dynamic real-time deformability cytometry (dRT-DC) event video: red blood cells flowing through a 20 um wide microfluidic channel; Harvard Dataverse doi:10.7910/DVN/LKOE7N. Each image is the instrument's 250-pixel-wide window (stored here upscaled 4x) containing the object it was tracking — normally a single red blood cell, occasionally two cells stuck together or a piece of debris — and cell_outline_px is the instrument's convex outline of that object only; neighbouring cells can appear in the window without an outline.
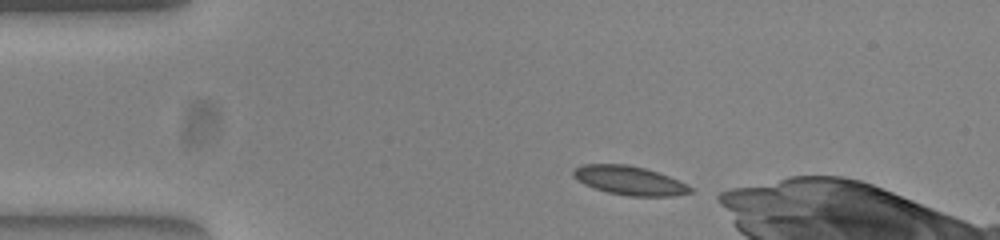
{"species": "common noctule bat (a hibernating species)", "species_latin": "Nyctalus noctula", "temperature_condition": "warm", "stored_images_in_passage": 34, "camera_frame_rate_fps": 3000, "um_per_image_px": 0.085, "animal": {"sex": "female", "body_mass_g": 23.0, "forearm_length_mm": 53.4}, "frame": {"image": 1, "passage_image": 1, "time_ms": 0.0, "image_size_px": [1000, 240], "cell_outline_px": [[692, 192], [672, 196], [628, 196], [608, 192], [584, 184], [576, 180], [572, 176], [572, 172], [580, 164], [628, 164], [644, 168], [668, 176], [688, 184], [692, 188]], "centroid_in_image_um": [53.48, 15.34], "position_along_channel_um": 31.5, "area_um2": 19.65}}
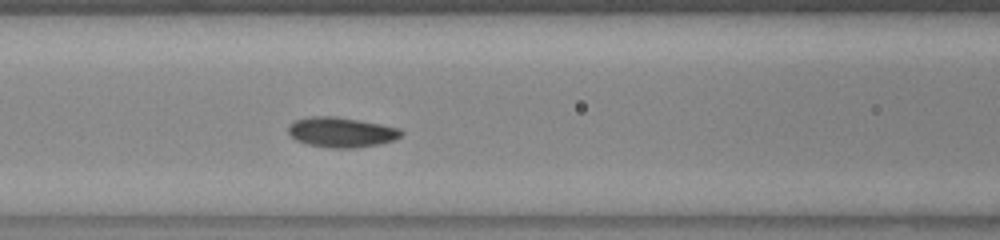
{"frame": {"image": 2, "passage_image": 13, "time_ms": 4.0, "image_size_px": [1000, 240], "cell_outline_px": [[404, 132], [396, 140], [380, 144], [356, 148], [332, 148], [308, 144], [296, 140], [288, 132], [288, 128], [296, 120], [308, 116], [336, 116], [360, 120], [400, 128]], "centroid_in_image_um": [29.05, 11.24], "position_along_channel_um": 137.5, "area_um2": 19.83}}
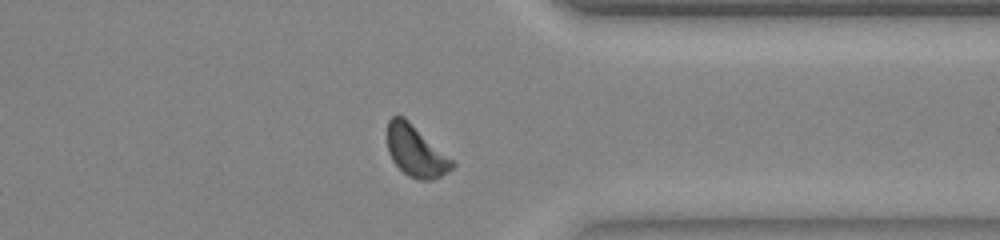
{"frame": {"image": 3, "passage_image": 32, "time_ms": 10.333, "image_size_px": [1000, 240], "cell_outline_px": [[456, 164], [448, 172], [432, 180], [420, 180], [408, 176], [392, 160], [388, 152], [388, 120], [392, 116], [404, 116], [452, 160]], "centroid_in_image_um": [35.33, 12.85], "position_along_channel_um": 376.1, "area_um2": 19.02}}